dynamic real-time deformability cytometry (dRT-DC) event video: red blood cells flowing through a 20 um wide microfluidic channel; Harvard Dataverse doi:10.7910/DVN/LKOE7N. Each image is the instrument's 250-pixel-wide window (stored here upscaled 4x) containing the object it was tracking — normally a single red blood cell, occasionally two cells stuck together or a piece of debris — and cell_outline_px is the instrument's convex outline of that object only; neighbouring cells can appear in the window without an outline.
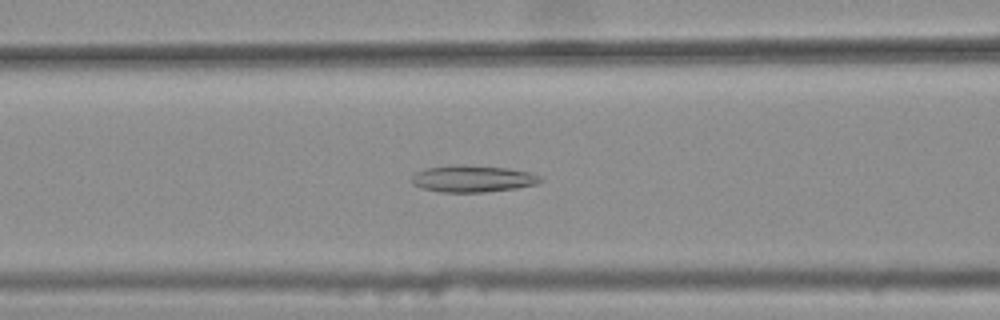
{"species": "common noctule bat (a hibernating species)", "species_latin": "Nyctalus noctula", "temperature_condition": "warm", "stored_images_in_passage": 45, "camera_frame_rate_fps": 3000, "um_per_image_px": 0.085, "animal": {"sex": "female", "body_mass_g": 25.1}, "frame": {"image": 1, "passage_image": 22, "time_ms": 7.0, "image_size_px": [1000, 320], "cell_outline_px": [[544, 180], [536, 184], [516, 188], [484, 192], [440, 192], [424, 188], [412, 184], [412, 176], [416, 172], [428, 168], [456, 164], [460, 164], [508, 168], [532, 172], [540, 176]], "centroid_in_image_um": [40.21, 15.18], "position_along_channel_um": 126.4, "area_um2": 20.11}}
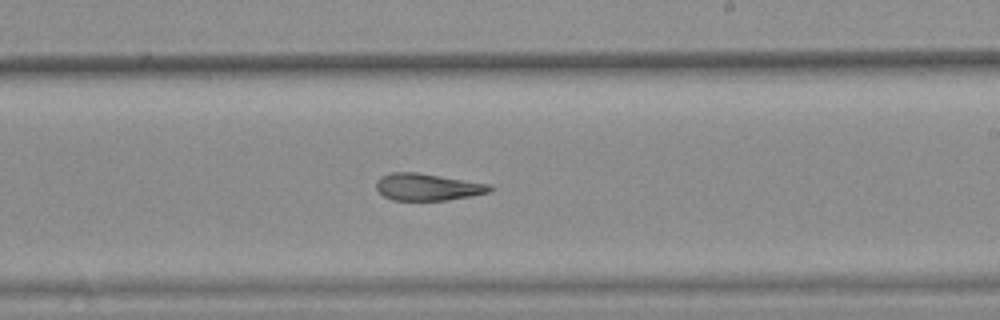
{"frame": {"image": 2, "passage_image": 32, "time_ms": 10.333, "image_size_px": [1000, 320], "cell_outline_px": [[496, 188], [492, 192], [472, 196], [448, 200], [392, 200], [384, 196], [376, 188], [376, 180], [380, 176], [388, 172], [416, 172], [492, 184]], "centroid_in_image_um": [36.39, 15.89], "position_along_channel_um": 252.6, "area_um2": 18.21}}
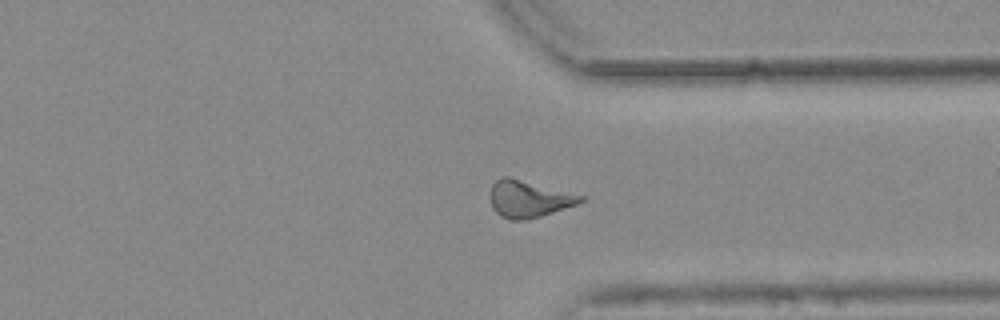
{"frame": {"image": 3, "passage_image": 41, "time_ms": 13.333, "image_size_px": [1000, 320], "cell_outline_px": [[588, 196], [584, 200], [576, 204], [528, 220], [512, 220], [500, 216], [492, 208], [488, 196], [488, 192], [492, 184], [500, 176], [508, 176]], "centroid_in_image_um": [44.9, 16.89], "position_along_channel_um": 366.5, "area_um2": 19.83}, "authors_computed_cell_mechanics": {"area_um2": 19.8254, "velocity_mm_per_s": 3.8001, "shape_relaxation_time_tau1_ms": null, "shape_relaxation_time_tau2_ms": 5.1685, "deformation_change_tau1": null, "deformation_change_tau2": 0.1698}}